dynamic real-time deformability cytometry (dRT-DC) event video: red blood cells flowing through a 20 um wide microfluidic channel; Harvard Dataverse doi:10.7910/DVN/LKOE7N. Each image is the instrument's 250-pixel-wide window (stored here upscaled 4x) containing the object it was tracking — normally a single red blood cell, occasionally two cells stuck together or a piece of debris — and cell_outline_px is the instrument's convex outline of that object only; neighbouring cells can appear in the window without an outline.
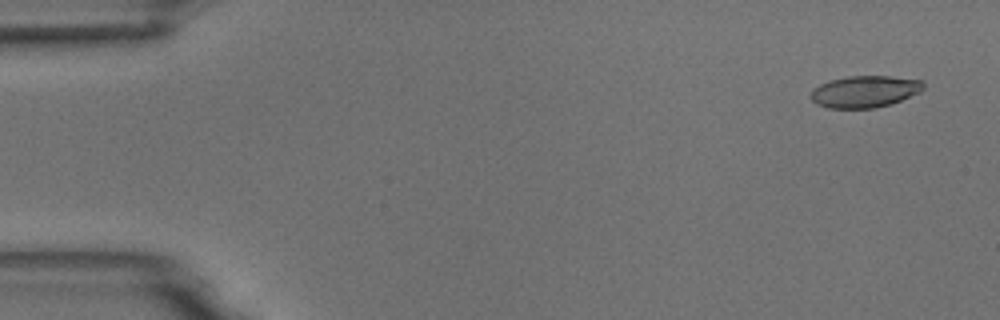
{"species": "common noctule bat (a hibernating species)", "species_latin": "Nyctalus noctula", "temperature_condition": "room temperature", "stored_images_in_passage": 6, "camera_frame_rate_fps": 3000, "um_per_image_px": 0.085, "animal": {"sex": "male", "body_mass_g": 18.8}, "frame": {"image": 1, "passage_image": 1, "time_ms": 0.0, "image_size_px": [1000, 320], "cell_outline_px": [[924, 88], [920, 92], [892, 104], [876, 108], [828, 108], [816, 104], [812, 100], [812, 88], [828, 80], [848, 76], [888, 76], [920, 80], [924, 84]], "centroid_in_image_um": [73.49, 7.78], "position_along_channel_um": 11.5, "area_um2": 20.92}}
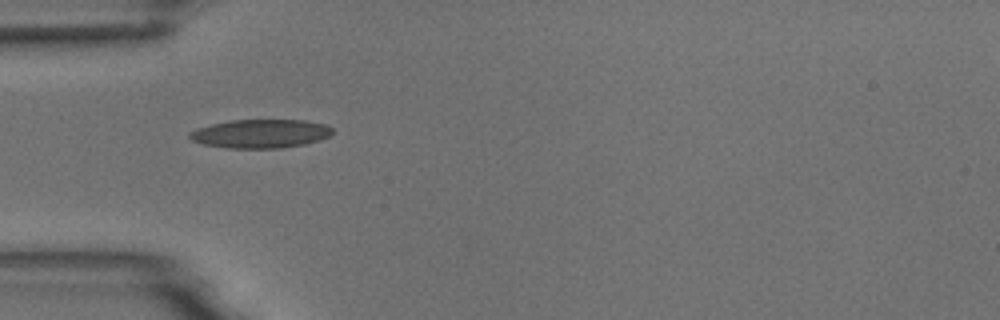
{"frame": {"image": 2, "passage_image": 5, "time_ms": 4.667, "image_size_px": [1000, 320], "cell_outline_px": [[332, 132], [328, 136], [320, 140], [304, 144], [280, 148], [224, 148], [204, 144], [192, 140], [188, 136], [188, 132], [196, 128], [212, 124], [232, 120], [304, 120], [324, 124], [332, 128]], "centroid_in_image_um": [22.11, 11.36], "position_along_channel_um": 62.9, "area_um2": 23.81}}